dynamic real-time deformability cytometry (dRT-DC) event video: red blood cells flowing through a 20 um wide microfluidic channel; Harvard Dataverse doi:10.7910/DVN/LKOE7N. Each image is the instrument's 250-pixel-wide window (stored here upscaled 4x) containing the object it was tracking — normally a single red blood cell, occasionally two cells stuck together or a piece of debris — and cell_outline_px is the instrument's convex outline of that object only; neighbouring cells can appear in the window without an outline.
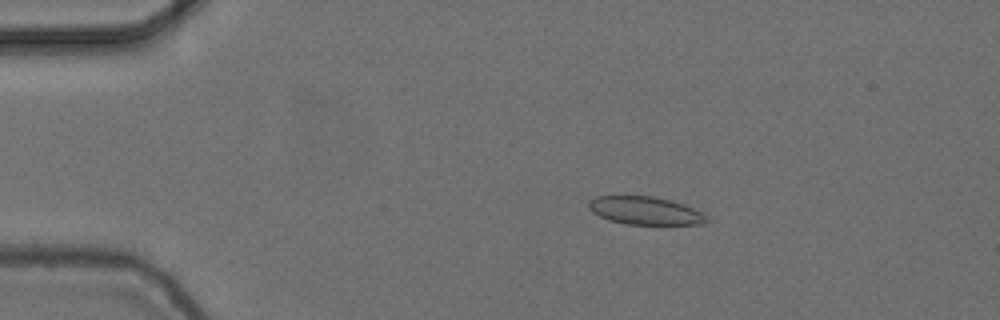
{"species": "common noctule bat (a hibernating species)", "species_latin": "Nyctalus noctula", "temperature_condition": "cold", "stored_images_in_passage": 15, "camera_frame_rate_fps": 3000, "um_per_image_px": 0.085, "animal": {"sex": "female", "body_mass_g": 24.6, "forearm_length_mm": 56.2}, "frame": {"image": 1, "passage_image": 10, "time_ms": 3.0, "image_size_px": [1000, 320], "cell_outline_px": [[708, 220], [704, 224], [624, 224], [608, 220], [592, 212], [588, 208], [588, 200], [596, 196], [652, 196], [672, 200], [692, 208], [708, 216]], "centroid_in_image_um": [54.8, 17.9], "position_along_channel_um": 30.2, "area_um2": 19.25}}